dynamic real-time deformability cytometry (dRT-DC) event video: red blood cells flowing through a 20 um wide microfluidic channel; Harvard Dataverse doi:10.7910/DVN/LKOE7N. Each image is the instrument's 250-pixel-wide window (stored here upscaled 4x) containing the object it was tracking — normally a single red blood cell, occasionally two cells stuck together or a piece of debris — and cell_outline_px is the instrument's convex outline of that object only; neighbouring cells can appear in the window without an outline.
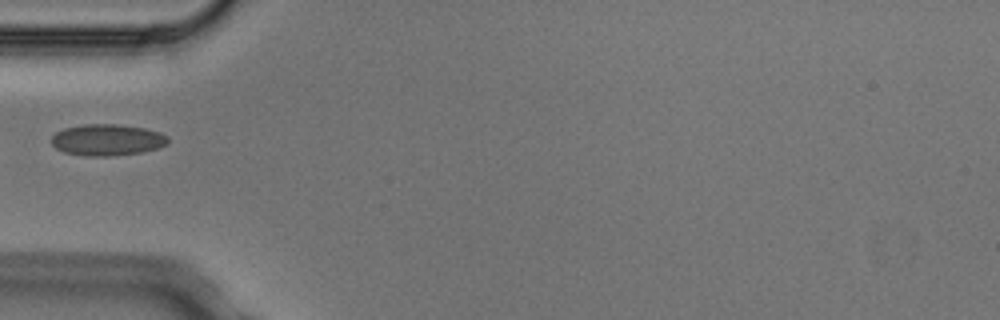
{"species": "Egyptian fruit bat (a non-hibernating species)", "species_latin": "Rousettus aegyptiacus", "temperature_condition": "cold", "stored_images_in_passage": 4, "camera_frame_rate_fps": 3000, "um_per_image_px": 0.085, "animal": {"sex": "male"}, "frame": {"image": 1, "passage_image": 3, "time_ms": 0.667, "image_size_px": [1000, 320], "cell_outline_px": [[168, 144], [160, 148], [144, 152], [112, 156], [84, 156], [64, 152], [56, 148], [52, 144], [52, 136], [56, 132], [64, 128], [84, 124], [116, 124], [144, 128], [160, 132], [168, 136]], "centroid_in_image_um": [9.14, 11.9], "position_along_channel_um": 75.9, "area_um2": 21.56}}
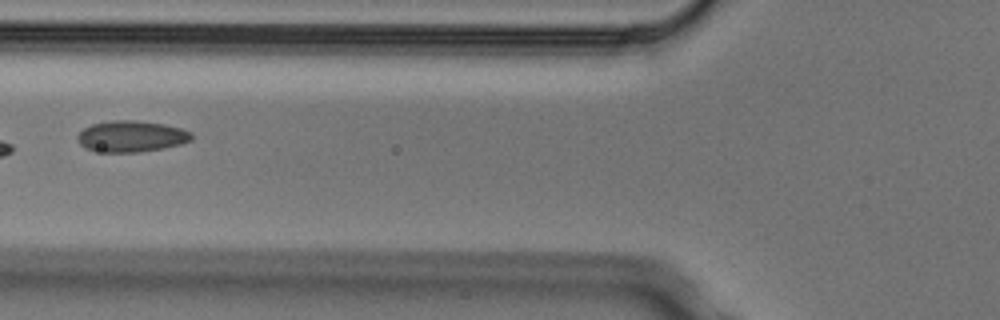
{"frame": {"image": 2, "passage_image": 4, "time_ms": 1.0, "image_size_px": [1000, 320], "cell_outline_px": [[192, 140], [180, 144], [164, 148], [140, 152], [96, 152], [84, 148], [80, 144], [76, 136], [84, 128], [92, 124], [112, 120], [136, 120], [164, 124], [180, 128], [192, 132]], "centroid_in_image_um": [11.15, 11.59], "position_along_channel_um": 114.7, "area_um2": 20.92}}